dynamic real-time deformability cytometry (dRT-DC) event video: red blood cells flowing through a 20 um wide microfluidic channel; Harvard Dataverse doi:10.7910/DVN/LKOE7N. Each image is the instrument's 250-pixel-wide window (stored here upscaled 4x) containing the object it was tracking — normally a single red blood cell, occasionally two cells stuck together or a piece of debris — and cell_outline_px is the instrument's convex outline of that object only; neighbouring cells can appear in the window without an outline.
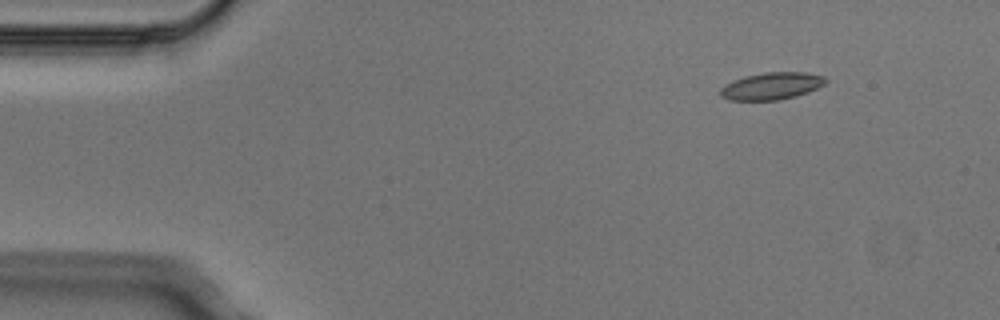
{"species": "Egyptian fruit bat (a non-hibernating species)", "species_latin": "Rousettus aegyptiacus", "temperature_condition": "cold", "stored_images_in_passage": 4, "camera_frame_rate_fps": 3000, "um_per_image_px": 0.085, "animal": {"sex": "male"}, "frame": {"image": 1, "passage_image": 2, "time_ms": 0.333, "image_size_px": [1000, 320], "cell_outline_px": [[828, 80], [824, 84], [808, 92], [796, 96], [780, 100], [728, 100], [720, 96], [720, 88], [724, 84], [732, 80], [744, 76], [764, 72], [804, 72], [824, 76]], "centroid_in_image_um": [65.55, 7.31], "position_along_channel_um": 19.4, "area_um2": 16.82}}